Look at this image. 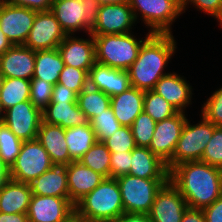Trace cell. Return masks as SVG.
Segmentation results:
<instances>
[{
	"label": "cell",
	"mask_w": 222,
	"mask_h": 222,
	"mask_svg": "<svg viewBox=\"0 0 222 222\" xmlns=\"http://www.w3.org/2000/svg\"><path fill=\"white\" fill-rule=\"evenodd\" d=\"M169 181L190 208L203 209L222 195V170L202 161L183 162L173 167Z\"/></svg>",
	"instance_id": "6da1fadb"
},
{
	"label": "cell",
	"mask_w": 222,
	"mask_h": 222,
	"mask_svg": "<svg viewBox=\"0 0 222 222\" xmlns=\"http://www.w3.org/2000/svg\"><path fill=\"white\" fill-rule=\"evenodd\" d=\"M176 42L171 34H154L150 31L145 37L137 59L127 69L130 85L142 91L153 90L173 53Z\"/></svg>",
	"instance_id": "7a4b0ae2"
},
{
	"label": "cell",
	"mask_w": 222,
	"mask_h": 222,
	"mask_svg": "<svg viewBox=\"0 0 222 222\" xmlns=\"http://www.w3.org/2000/svg\"><path fill=\"white\" fill-rule=\"evenodd\" d=\"M124 213L120 188L115 178H105L75 205V215L100 222H111Z\"/></svg>",
	"instance_id": "3957f363"
},
{
	"label": "cell",
	"mask_w": 222,
	"mask_h": 222,
	"mask_svg": "<svg viewBox=\"0 0 222 222\" xmlns=\"http://www.w3.org/2000/svg\"><path fill=\"white\" fill-rule=\"evenodd\" d=\"M131 33L93 35L96 62L111 68L127 70L137 59L144 40Z\"/></svg>",
	"instance_id": "277c9868"
},
{
	"label": "cell",
	"mask_w": 222,
	"mask_h": 222,
	"mask_svg": "<svg viewBox=\"0 0 222 222\" xmlns=\"http://www.w3.org/2000/svg\"><path fill=\"white\" fill-rule=\"evenodd\" d=\"M124 213L148 214L157 192L169 179H143L126 174L116 178Z\"/></svg>",
	"instance_id": "5b68a950"
},
{
	"label": "cell",
	"mask_w": 222,
	"mask_h": 222,
	"mask_svg": "<svg viewBox=\"0 0 222 222\" xmlns=\"http://www.w3.org/2000/svg\"><path fill=\"white\" fill-rule=\"evenodd\" d=\"M201 117V121L196 125H191L190 121L186 120L172 158L166 163L168 171L180 163L202 159L205 147L217 126Z\"/></svg>",
	"instance_id": "8992f818"
},
{
	"label": "cell",
	"mask_w": 222,
	"mask_h": 222,
	"mask_svg": "<svg viewBox=\"0 0 222 222\" xmlns=\"http://www.w3.org/2000/svg\"><path fill=\"white\" fill-rule=\"evenodd\" d=\"M129 5L135 21L141 12L144 24L154 34H171L172 22L184 13L179 0H130Z\"/></svg>",
	"instance_id": "52a82bcc"
},
{
	"label": "cell",
	"mask_w": 222,
	"mask_h": 222,
	"mask_svg": "<svg viewBox=\"0 0 222 222\" xmlns=\"http://www.w3.org/2000/svg\"><path fill=\"white\" fill-rule=\"evenodd\" d=\"M52 164L50 156L37 139L23 141L15 163L9 169V177L30 184L49 170Z\"/></svg>",
	"instance_id": "ba28073f"
},
{
	"label": "cell",
	"mask_w": 222,
	"mask_h": 222,
	"mask_svg": "<svg viewBox=\"0 0 222 222\" xmlns=\"http://www.w3.org/2000/svg\"><path fill=\"white\" fill-rule=\"evenodd\" d=\"M43 120L42 110L28 101L20 102L4 111L3 123L22 141L37 138Z\"/></svg>",
	"instance_id": "9c48e42d"
},
{
	"label": "cell",
	"mask_w": 222,
	"mask_h": 222,
	"mask_svg": "<svg viewBox=\"0 0 222 222\" xmlns=\"http://www.w3.org/2000/svg\"><path fill=\"white\" fill-rule=\"evenodd\" d=\"M65 37L60 23L50 10L37 12L24 46L33 51L54 49Z\"/></svg>",
	"instance_id": "30bf717a"
},
{
	"label": "cell",
	"mask_w": 222,
	"mask_h": 222,
	"mask_svg": "<svg viewBox=\"0 0 222 222\" xmlns=\"http://www.w3.org/2000/svg\"><path fill=\"white\" fill-rule=\"evenodd\" d=\"M75 205L69 198L32 195L27 212L28 222H70Z\"/></svg>",
	"instance_id": "8fae6325"
},
{
	"label": "cell",
	"mask_w": 222,
	"mask_h": 222,
	"mask_svg": "<svg viewBox=\"0 0 222 222\" xmlns=\"http://www.w3.org/2000/svg\"><path fill=\"white\" fill-rule=\"evenodd\" d=\"M36 11L0 1V29L12 45H24Z\"/></svg>",
	"instance_id": "7c38bea8"
},
{
	"label": "cell",
	"mask_w": 222,
	"mask_h": 222,
	"mask_svg": "<svg viewBox=\"0 0 222 222\" xmlns=\"http://www.w3.org/2000/svg\"><path fill=\"white\" fill-rule=\"evenodd\" d=\"M186 120L183 112H177L167 119L156 122L148 148L163 162L167 163L172 158Z\"/></svg>",
	"instance_id": "4fadbf2b"
},
{
	"label": "cell",
	"mask_w": 222,
	"mask_h": 222,
	"mask_svg": "<svg viewBox=\"0 0 222 222\" xmlns=\"http://www.w3.org/2000/svg\"><path fill=\"white\" fill-rule=\"evenodd\" d=\"M187 207L184 197L168 180L157 192L147 215L150 222H181Z\"/></svg>",
	"instance_id": "5bb4252c"
},
{
	"label": "cell",
	"mask_w": 222,
	"mask_h": 222,
	"mask_svg": "<svg viewBox=\"0 0 222 222\" xmlns=\"http://www.w3.org/2000/svg\"><path fill=\"white\" fill-rule=\"evenodd\" d=\"M129 4H110L100 6L92 35L127 34L135 24Z\"/></svg>",
	"instance_id": "9a60e30c"
},
{
	"label": "cell",
	"mask_w": 222,
	"mask_h": 222,
	"mask_svg": "<svg viewBox=\"0 0 222 222\" xmlns=\"http://www.w3.org/2000/svg\"><path fill=\"white\" fill-rule=\"evenodd\" d=\"M35 70V51L13 45L0 56V77L31 80Z\"/></svg>",
	"instance_id": "2e32d148"
},
{
	"label": "cell",
	"mask_w": 222,
	"mask_h": 222,
	"mask_svg": "<svg viewBox=\"0 0 222 222\" xmlns=\"http://www.w3.org/2000/svg\"><path fill=\"white\" fill-rule=\"evenodd\" d=\"M90 39L76 38L66 35L57 47L65 65L89 70L96 62L95 43L93 35L89 33Z\"/></svg>",
	"instance_id": "e0dca14e"
},
{
	"label": "cell",
	"mask_w": 222,
	"mask_h": 222,
	"mask_svg": "<svg viewBox=\"0 0 222 222\" xmlns=\"http://www.w3.org/2000/svg\"><path fill=\"white\" fill-rule=\"evenodd\" d=\"M88 85L110 97L126 91L131 86L127 70L111 68L98 62L89 70Z\"/></svg>",
	"instance_id": "ac0fdd59"
},
{
	"label": "cell",
	"mask_w": 222,
	"mask_h": 222,
	"mask_svg": "<svg viewBox=\"0 0 222 222\" xmlns=\"http://www.w3.org/2000/svg\"><path fill=\"white\" fill-rule=\"evenodd\" d=\"M67 179L69 200L76 205L105 178L79 161H73L68 165Z\"/></svg>",
	"instance_id": "d6986e66"
},
{
	"label": "cell",
	"mask_w": 222,
	"mask_h": 222,
	"mask_svg": "<svg viewBox=\"0 0 222 222\" xmlns=\"http://www.w3.org/2000/svg\"><path fill=\"white\" fill-rule=\"evenodd\" d=\"M68 165L53 163L49 170L30 183L32 195L69 198Z\"/></svg>",
	"instance_id": "ffe728a7"
},
{
	"label": "cell",
	"mask_w": 222,
	"mask_h": 222,
	"mask_svg": "<svg viewBox=\"0 0 222 222\" xmlns=\"http://www.w3.org/2000/svg\"><path fill=\"white\" fill-rule=\"evenodd\" d=\"M192 86L180 75L168 73L160 78L153 91L161 95L178 112H184L187 105L191 104Z\"/></svg>",
	"instance_id": "44dd1931"
},
{
	"label": "cell",
	"mask_w": 222,
	"mask_h": 222,
	"mask_svg": "<svg viewBox=\"0 0 222 222\" xmlns=\"http://www.w3.org/2000/svg\"><path fill=\"white\" fill-rule=\"evenodd\" d=\"M131 155L129 175L143 179H169L166 163L148 147H135Z\"/></svg>",
	"instance_id": "7402d4cb"
},
{
	"label": "cell",
	"mask_w": 222,
	"mask_h": 222,
	"mask_svg": "<svg viewBox=\"0 0 222 222\" xmlns=\"http://www.w3.org/2000/svg\"><path fill=\"white\" fill-rule=\"evenodd\" d=\"M36 139L44 147L52 163L70 164L73 162L65 140V129L61 126L42 120Z\"/></svg>",
	"instance_id": "603a6c76"
},
{
	"label": "cell",
	"mask_w": 222,
	"mask_h": 222,
	"mask_svg": "<svg viewBox=\"0 0 222 222\" xmlns=\"http://www.w3.org/2000/svg\"><path fill=\"white\" fill-rule=\"evenodd\" d=\"M144 91L130 86L126 91L111 97V108L122 126H131L143 111Z\"/></svg>",
	"instance_id": "cb8c5ba5"
},
{
	"label": "cell",
	"mask_w": 222,
	"mask_h": 222,
	"mask_svg": "<svg viewBox=\"0 0 222 222\" xmlns=\"http://www.w3.org/2000/svg\"><path fill=\"white\" fill-rule=\"evenodd\" d=\"M42 116L44 122L59 125L63 129L89 124V119L77 102H50L42 110Z\"/></svg>",
	"instance_id": "d4e9b609"
},
{
	"label": "cell",
	"mask_w": 222,
	"mask_h": 222,
	"mask_svg": "<svg viewBox=\"0 0 222 222\" xmlns=\"http://www.w3.org/2000/svg\"><path fill=\"white\" fill-rule=\"evenodd\" d=\"M50 11L66 35L84 30L86 7L81 0H53Z\"/></svg>",
	"instance_id": "484cf974"
},
{
	"label": "cell",
	"mask_w": 222,
	"mask_h": 222,
	"mask_svg": "<svg viewBox=\"0 0 222 222\" xmlns=\"http://www.w3.org/2000/svg\"><path fill=\"white\" fill-rule=\"evenodd\" d=\"M31 196L29 183L9 179L0 189V212L27 214Z\"/></svg>",
	"instance_id": "4316f807"
},
{
	"label": "cell",
	"mask_w": 222,
	"mask_h": 222,
	"mask_svg": "<svg viewBox=\"0 0 222 222\" xmlns=\"http://www.w3.org/2000/svg\"><path fill=\"white\" fill-rule=\"evenodd\" d=\"M65 64L57 48L35 51L33 78L42 79L53 85L58 83Z\"/></svg>",
	"instance_id": "83f0119b"
},
{
	"label": "cell",
	"mask_w": 222,
	"mask_h": 222,
	"mask_svg": "<svg viewBox=\"0 0 222 222\" xmlns=\"http://www.w3.org/2000/svg\"><path fill=\"white\" fill-rule=\"evenodd\" d=\"M65 140L73 161H79L97 141L90 123L65 129Z\"/></svg>",
	"instance_id": "f1b7e54d"
},
{
	"label": "cell",
	"mask_w": 222,
	"mask_h": 222,
	"mask_svg": "<svg viewBox=\"0 0 222 222\" xmlns=\"http://www.w3.org/2000/svg\"><path fill=\"white\" fill-rule=\"evenodd\" d=\"M28 100H30V80L0 77V103L4 111Z\"/></svg>",
	"instance_id": "f546056e"
},
{
	"label": "cell",
	"mask_w": 222,
	"mask_h": 222,
	"mask_svg": "<svg viewBox=\"0 0 222 222\" xmlns=\"http://www.w3.org/2000/svg\"><path fill=\"white\" fill-rule=\"evenodd\" d=\"M77 103L90 121L94 116L110 107L111 97L88 85L78 94Z\"/></svg>",
	"instance_id": "4dcf8cb0"
},
{
	"label": "cell",
	"mask_w": 222,
	"mask_h": 222,
	"mask_svg": "<svg viewBox=\"0 0 222 222\" xmlns=\"http://www.w3.org/2000/svg\"><path fill=\"white\" fill-rule=\"evenodd\" d=\"M111 152L103 142L96 141L91 149L79 160L80 163L99 173L104 178H110Z\"/></svg>",
	"instance_id": "1f68e13d"
},
{
	"label": "cell",
	"mask_w": 222,
	"mask_h": 222,
	"mask_svg": "<svg viewBox=\"0 0 222 222\" xmlns=\"http://www.w3.org/2000/svg\"><path fill=\"white\" fill-rule=\"evenodd\" d=\"M23 141L19 139L3 122L0 123V160L8 169L15 163Z\"/></svg>",
	"instance_id": "d6a6232c"
},
{
	"label": "cell",
	"mask_w": 222,
	"mask_h": 222,
	"mask_svg": "<svg viewBox=\"0 0 222 222\" xmlns=\"http://www.w3.org/2000/svg\"><path fill=\"white\" fill-rule=\"evenodd\" d=\"M143 110L155 122L167 119L178 112L169 102L153 90L144 91Z\"/></svg>",
	"instance_id": "836d02e7"
},
{
	"label": "cell",
	"mask_w": 222,
	"mask_h": 222,
	"mask_svg": "<svg viewBox=\"0 0 222 222\" xmlns=\"http://www.w3.org/2000/svg\"><path fill=\"white\" fill-rule=\"evenodd\" d=\"M89 123L95 132L97 141L100 142H104L122 126L117 121L111 106L101 114L94 116Z\"/></svg>",
	"instance_id": "e575fe53"
},
{
	"label": "cell",
	"mask_w": 222,
	"mask_h": 222,
	"mask_svg": "<svg viewBox=\"0 0 222 222\" xmlns=\"http://www.w3.org/2000/svg\"><path fill=\"white\" fill-rule=\"evenodd\" d=\"M155 124L153 118L144 110L136 117L130 126L136 147L149 146L155 131Z\"/></svg>",
	"instance_id": "d590c367"
},
{
	"label": "cell",
	"mask_w": 222,
	"mask_h": 222,
	"mask_svg": "<svg viewBox=\"0 0 222 222\" xmlns=\"http://www.w3.org/2000/svg\"><path fill=\"white\" fill-rule=\"evenodd\" d=\"M89 73L84 69L65 65L60 73L58 83L79 94L88 86Z\"/></svg>",
	"instance_id": "8d00e7d4"
},
{
	"label": "cell",
	"mask_w": 222,
	"mask_h": 222,
	"mask_svg": "<svg viewBox=\"0 0 222 222\" xmlns=\"http://www.w3.org/2000/svg\"><path fill=\"white\" fill-rule=\"evenodd\" d=\"M103 143L111 153L132 152V150L136 147L134 137L129 126H121Z\"/></svg>",
	"instance_id": "74e56055"
},
{
	"label": "cell",
	"mask_w": 222,
	"mask_h": 222,
	"mask_svg": "<svg viewBox=\"0 0 222 222\" xmlns=\"http://www.w3.org/2000/svg\"><path fill=\"white\" fill-rule=\"evenodd\" d=\"M200 161L222 170V127L214 129L212 138L206 145Z\"/></svg>",
	"instance_id": "f35d334b"
},
{
	"label": "cell",
	"mask_w": 222,
	"mask_h": 222,
	"mask_svg": "<svg viewBox=\"0 0 222 222\" xmlns=\"http://www.w3.org/2000/svg\"><path fill=\"white\" fill-rule=\"evenodd\" d=\"M54 85L42 79L30 80V101L35 107L43 110L52 99Z\"/></svg>",
	"instance_id": "ab89813d"
},
{
	"label": "cell",
	"mask_w": 222,
	"mask_h": 222,
	"mask_svg": "<svg viewBox=\"0 0 222 222\" xmlns=\"http://www.w3.org/2000/svg\"><path fill=\"white\" fill-rule=\"evenodd\" d=\"M201 116L217 127H222V87L215 91L201 109Z\"/></svg>",
	"instance_id": "60d3db41"
},
{
	"label": "cell",
	"mask_w": 222,
	"mask_h": 222,
	"mask_svg": "<svg viewBox=\"0 0 222 222\" xmlns=\"http://www.w3.org/2000/svg\"><path fill=\"white\" fill-rule=\"evenodd\" d=\"M182 12H185L187 4L191 2V5L197 6L195 8L204 11L218 19L222 26V0H179Z\"/></svg>",
	"instance_id": "b9f144b4"
},
{
	"label": "cell",
	"mask_w": 222,
	"mask_h": 222,
	"mask_svg": "<svg viewBox=\"0 0 222 222\" xmlns=\"http://www.w3.org/2000/svg\"><path fill=\"white\" fill-rule=\"evenodd\" d=\"M131 152L111 153L110 178H118L129 174L131 168Z\"/></svg>",
	"instance_id": "7bdbcfd3"
},
{
	"label": "cell",
	"mask_w": 222,
	"mask_h": 222,
	"mask_svg": "<svg viewBox=\"0 0 222 222\" xmlns=\"http://www.w3.org/2000/svg\"><path fill=\"white\" fill-rule=\"evenodd\" d=\"M81 2L82 4H85L86 7L84 30H86L87 33H90L95 27L100 4L97 0H81Z\"/></svg>",
	"instance_id": "ee69618b"
},
{
	"label": "cell",
	"mask_w": 222,
	"mask_h": 222,
	"mask_svg": "<svg viewBox=\"0 0 222 222\" xmlns=\"http://www.w3.org/2000/svg\"><path fill=\"white\" fill-rule=\"evenodd\" d=\"M1 2L26 7L36 12L48 11L51 9L53 0H0Z\"/></svg>",
	"instance_id": "f6af8a7d"
},
{
	"label": "cell",
	"mask_w": 222,
	"mask_h": 222,
	"mask_svg": "<svg viewBox=\"0 0 222 222\" xmlns=\"http://www.w3.org/2000/svg\"><path fill=\"white\" fill-rule=\"evenodd\" d=\"M77 98L78 94L64 85H54L51 102H77Z\"/></svg>",
	"instance_id": "bcb514c9"
},
{
	"label": "cell",
	"mask_w": 222,
	"mask_h": 222,
	"mask_svg": "<svg viewBox=\"0 0 222 222\" xmlns=\"http://www.w3.org/2000/svg\"><path fill=\"white\" fill-rule=\"evenodd\" d=\"M202 210L207 222H222V195Z\"/></svg>",
	"instance_id": "7dc6e473"
},
{
	"label": "cell",
	"mask_w": 222,
	"mask_h": 222,
	"mask_svg": "<svg viewBox=\"0 0 222 222\" xmlns=\"http://www.w3.org/2000/svg\"><path fill=\"white\" fill-rule=\"evenodd\" d=\"M181 222H207V221L202 209L187 207Z\"/></svg>",
	"instance_id": "c3c4849f"
},
{
	"label": "cell",
	"mask_w": 222,
	"mask_h": 222,
	"mask_svg": "<svg viewBox=\"0 0 222 222\" xmlns=\"http://www.w3.org/2000/svg\"><path fill=\"white\" fill-rule=\"evenodd\" d=\"M111 222H150V219L146 214L123 213L120 217Z\"/></svg>",
	"instance_id": "681fc988"
},
{
	"label": "cell",
	"mask_w": 222,
	"mask_h": 222,
	"mask_svg": "<svg viewBox=\"0 0 222 222\" xmlns=\"http://www.w3.org/2000/svg\"><path fill=\"white\" fill-rule=\"evenodd\" d=\"M0 222H28L27 214L15 213L6 214L0 212Z\"/></svg>",
	"instance_id": "f907efd6"
},
{
	"label": "cell",
	"mask_w": 222,
	"mask_h": 222,
	"mask_svg": "<svg viewBox=\"0 0 222 222\" xmlns=\"http://www.w3.org/2000/svg\"><path fill=\"white\" fill-rule=\"evenodd\" d=\"M10 179L9 169L7 166L0 160V189L6 184Z\"/></svg>",
	"instance_id": "816d5d0a"
},
{
	"label": "cell",
	"mask_w": 222,
	"mask_h": 222,
	"mask_svg": "<svg viewBox=\"0 0 222 222\" xmlns=\"http://www.w3.org/2000/svg\"><path fill=\"white\" fill-rule=\"evenodd\" d=\"M12 46V43L7 39L6 35L0 29V56Z\"/></svg>",
	"instance_id": "f5cc1de1"
},
{
	"label": "cell",
	"mask_w": 222,
	"mask_h": 222,
	"mask_svg": "<svg viewBox=\"0 0 222 222\" xmlns=\"http://www.w3.org/2000/svg\"><path fill=\"white\" fill-rule=\"evenodd\" d=\"M100 6L110 4H129L130 0H97Z\"/></svg>",
	"instance_id": "db71d44e"
},
{
	"label": "cell",
	"mask_w": 222,
	"mask_h": 222,
	"mask_svg": "<svg viewBox=\"0 0 222 222\" xmlns=\"http://www.w3.org/2000/svg\"><path fill=\"white\" fill-rule=\"evenodd\" d=\"M70 222H100V221L85 220V219L78 217L77 215H74Z\"/></svg>",
	"instance_id": "11a10c76"
},
{
	"label": "cell",
	"mask_w": 222,
	"mask_h": 222,
	"mask_svg": "<svg viewBox=\"0 0 222 222\" xmlns=\"http://www.w3.org/2000/svg\"><path fill=\"white\" fill-rule=\"evenodd\" d=\"M4 118V110L2 109L1 103H0V123L3 122Z\"/></svg>",
	"instance_id": "9f6ffc18"
}]
</instances>
